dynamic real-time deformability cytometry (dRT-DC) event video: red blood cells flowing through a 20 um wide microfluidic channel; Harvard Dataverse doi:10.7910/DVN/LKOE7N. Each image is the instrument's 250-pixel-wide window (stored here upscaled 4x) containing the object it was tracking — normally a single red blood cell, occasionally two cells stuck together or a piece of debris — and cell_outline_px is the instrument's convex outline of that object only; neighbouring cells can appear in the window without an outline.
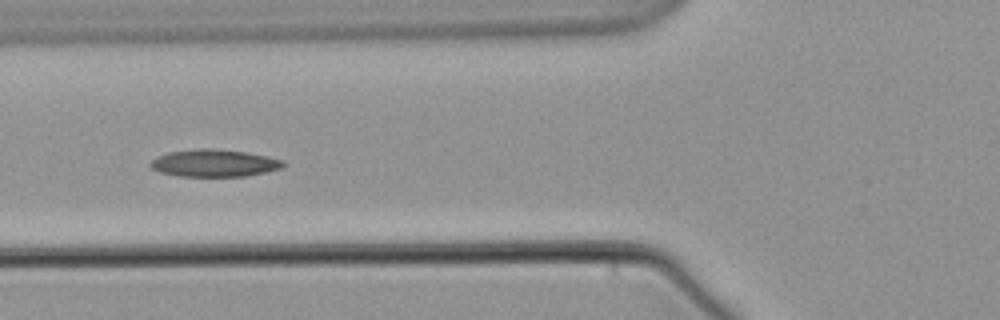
{"species": "common noctule bat (a hibernating species)", "species_latin": "Nyctalus noctula", "temperature_condition": "warm", "stored_images_in_passage": 8, "camera_frame_rate_fps": 3000, "um_per_image_px": 0.085, "animal": {"sex": "male", "body_mass_g": 21.5, "forearm_length_mm": 52.0}, "frame": {"image": 1, "passage_image": 7, "time_ms": 7.333, "image_size_px": [1000, 320], "cell_outline_px": [[284, 164], [280, 168], [248, 176], [180, 176], [160, 172], [152, 168], [148, 164], [156, 156], [168, 152], [200, 148], [212, 148], [244, 152], [268, 156], [284, 160]], "centroid_in_image_um": [18.18, 13.86], "position_along_channel_um": 107.6, "area_um2": 21.04}}